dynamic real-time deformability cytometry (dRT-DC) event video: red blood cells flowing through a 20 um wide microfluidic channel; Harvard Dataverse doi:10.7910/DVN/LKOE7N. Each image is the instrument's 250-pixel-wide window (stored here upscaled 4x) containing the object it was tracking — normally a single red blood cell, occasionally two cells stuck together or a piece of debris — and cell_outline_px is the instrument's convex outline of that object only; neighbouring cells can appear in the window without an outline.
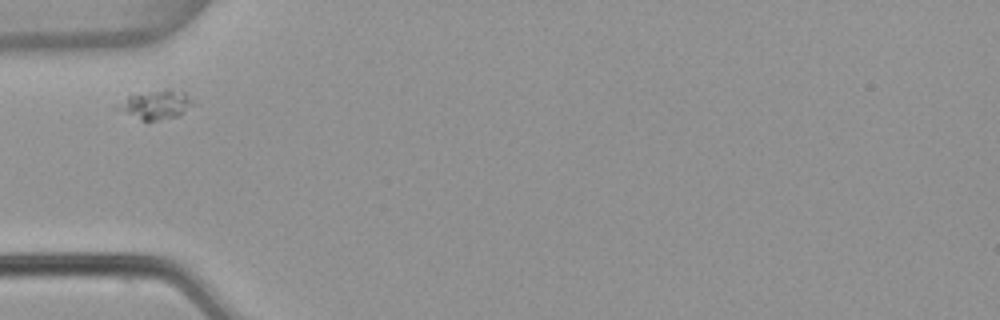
{"species": "common noctule bat (a hibernating species)", "species_latin": "Nyctalus noctula", "temperature_condition": "warm", "stored_images_in_passage": 4, "camera_frame_rate_fps": 3000, "um_per_image_px": 0.085, "animal": {"sex": "female", "body_mass_g": 22.7, "forearm_length_mm": 54.2}, "frame": {"image": 1, "passage_image": 1, "time_ms": 0.0, "image_size_px": [1000, 320], "cell_outline_px": [[196, 104], [180, 116], [148, 124], [112, 108], [128, 96], [164, 88], [168, 88], [184, 92]], "centroid_in_image_um": [13.25, 8.95], "position_along_channel_um": 71.8, "area_um2": 13.47}}
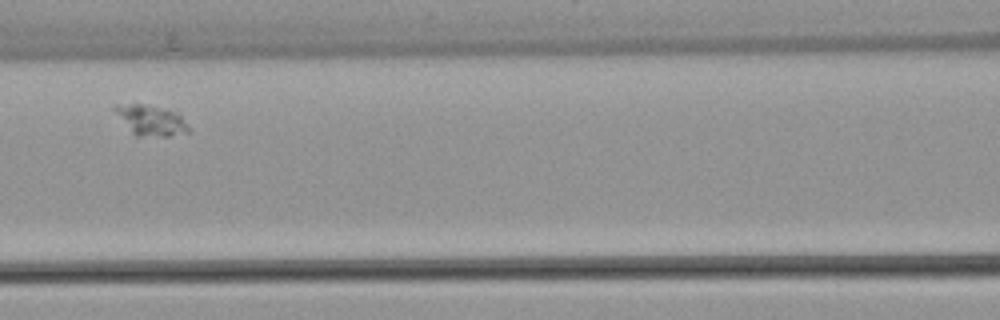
{"frame": {"image": 2, "passage_image": 3, "time_ms": 0.667, "image_size_px": [1000, 320], "cell_outline_px": [[192, 132], [168, 136], [136, 136], [132, 132], [112, 108], [112, 104], [140, 104], [164, 108], [180, 112], [192, 128]], "centroid_in_image_um": [12.92, 10.22], "position_along_channel_um": 153.7, "area_um2": 13.35}}
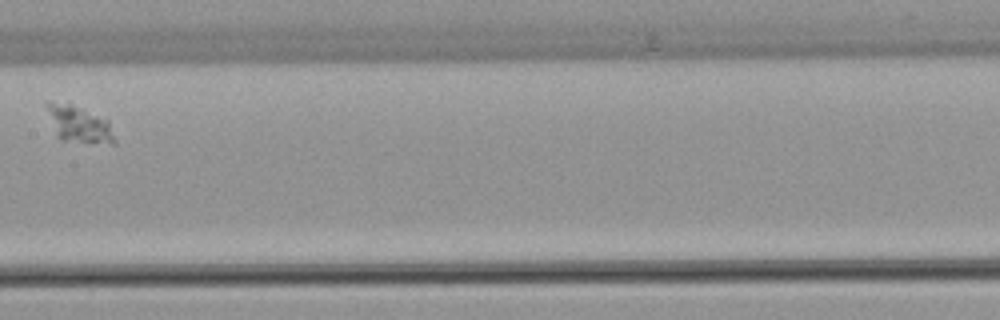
{"frame": {"image": 3, "passage_image": 4, "time_ms": 1.0, "image_size_px": [1000, 320], "cell_outline_px": [[116, 144], [112, 144], [60, 140], [56, 136], [44, 104], [44, 100], [48, 100], [72, 104], [108, 120], [116, 140]], "centroid_in_image_um": [6.66, 10.54], "position_along_channel_um": 200.7, "area_um2": 14.68}}